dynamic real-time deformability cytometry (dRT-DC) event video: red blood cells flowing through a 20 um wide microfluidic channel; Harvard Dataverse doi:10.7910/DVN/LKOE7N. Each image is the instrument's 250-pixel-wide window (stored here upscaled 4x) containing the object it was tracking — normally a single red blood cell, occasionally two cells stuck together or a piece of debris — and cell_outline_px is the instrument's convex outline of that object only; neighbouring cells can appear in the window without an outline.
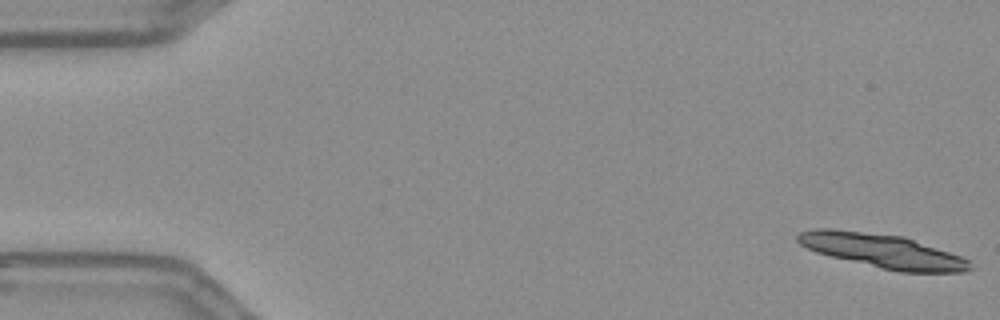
{"species": "Egyptian fruit bat (a non-hibernating species)", "species_latin": "Rousettus aegyptiacus", "temperature_condition": "warm", "stored_images_in_passage": 16, "camera_frame_rate_fps": 3000, "um_per_image_px": 0.085, "frame": {"image": 1, "passage_image": 1, "time_ms": 0.0, "image_size_px": [1000, 320], "cell_outline_px": [[972, 268], [964, 272], [900, 272], [880, 268], [816, 252], [800, 244], [796, 240], [796, 236], [800, 232], [812, 228], [832, 228], [904, 236], [972, 260]], "centroid_in_image_um": [75.03, 21.32], "position_along_channel_um": 10.0, "area_um2": 34.1}}